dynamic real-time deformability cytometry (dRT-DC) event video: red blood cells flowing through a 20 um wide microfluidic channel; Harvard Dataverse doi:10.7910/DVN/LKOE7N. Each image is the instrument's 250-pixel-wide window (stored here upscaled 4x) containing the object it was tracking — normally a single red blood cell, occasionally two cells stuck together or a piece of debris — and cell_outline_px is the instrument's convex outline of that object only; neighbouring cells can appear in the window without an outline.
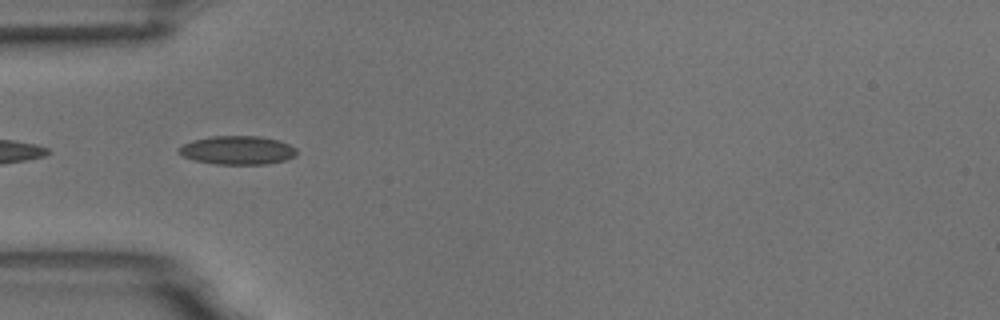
{"species": "common noctule bat (a hibernating species)", "species_latin": "Nyctalus noctula", "temperature_condition": "room temperature", "stored_images_in_passage": 7, "camera_frame_rate_fps": 3000, "um_per_image_px": 0.085, "animal": {"sex": "male", "body_mass_g": 18.8}, "frame": {"image": 1, "passage_image": 2, "time_ms": 0.333, "image_size_px": [1000, 320], "cell_outline_px": [[296, 156], [284, 160], [268, 164], [216, 164], [196, 160], [184, 156], [176, 148], [192, 140], [212, 136], [260, 136], [280, 140], [296, 148]], "centroid_in_image_um": [20.21, 12.76], "position_along_channel_um": 64.8, "area_um2": 19.59}}